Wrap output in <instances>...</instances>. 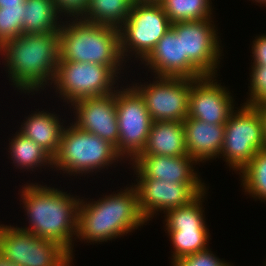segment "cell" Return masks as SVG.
Returning <instances> with one entry per match:
<instances>
[{
    "instance_id": "cell-13",
    "label": "cell",
    "mask_w": 266,
    "mask_h": 266,
    "mask_svg": "<svg viewBox=\"0 0 266 266\" xmlns=\"http://www.w3.org/2000/svg\"><path fill=\"white\" fill-rule=\"evenodd\" d=\"M143 61L157 77L198 79L205 76L187 56H183L182 22L172 24Z\"/></svg>"
},
{
    "instance_id": "cell-11",
    "label": "cell",
    "mask_w": 266,
    "mask_h": 266,
    "mask_svg": "<svg viewBox=\"0 0 266 266\" xmlns=\"http://www.w3.org/2000/svg\"><path fill=\"white\" fill-rule=\"evenodd\" d=\"M152 84L133 86L144 99L153 122L179 121L188 116L192 78L155 77Z\"/></svg>"
},
{
    "instance_id": "cell-24",
    "label": "cell",
    "mask_w": 266,
    "mask_h": 266,
    "mask_svg": "<svg viewBox=\"0 0 266 266\" xmlns=\"http://www.w3.org/2000/svg\"><path fill=\"white\" fill-rule=\"evenodd\" d=\"M211 0H161L163 10L172 24L211 18Z\"/></svg>"
},
{
    "instance_id": "cell-20",
    "label": "cell",
    "mask_w": 266,
    "mask_h": 266,
    "mask_svg": "<svg viewBox=\"0 0 266 266\" xmlns=\"http://www.w3.org/2000/svg\"><path fill=\"white\" fill-rule=\"evenodd\" d=\"M24 122L19 133L32 139L53 157L57 153L64 128L63 124L60 125L59 118L43 110L37 113L35 111Z\"/></svg>"
},
{
    "instance_id": "cell-28",
    "label": "cell",
    "mask_w": 266,
    "mask_h": 266,
    "mask_svg": "<svg viewBox=\"0 0 266 266\" xmlns=\"http://www.w3.org/2000/svg\"><path fill=\"white\" fill-rule=\"evenodd\" d=\"M24 4L0 7V46L23 34Z\"/></svg>"
},
{
    "instance_id": "cell-22",
    "label": "cell",
    "mask_w": 266,
    "mask_h": 266,
    "mask_svg": "<svg viewBox=\"0 0 266 266\" xmlns=\"http://www.w3.org/2000/svg\"><path fill=\"white\" fill-rule=\"evenodd\" d=\"M133 0H89L82 20L121 28L128 18Z\"/></svg>"
},
{
    "instance_id": "cell-1",
    "label": "cell",
    "mask_w": 266,
    "mask_h": 266,
    "mask_svg": "<svg viewBox=\"0 0 266 266\" xmlns=\"http://www.w3.org/2000/svg\"><path fill=\"white\" fill-rule=\"evenodd\" d=\"M0 53L5 56L8 76L18 90L39 91L48 80L51 85L54 81L59 61V31L21 34L4 42Z\"/></svg>"
},
{
    "instance_id": "cell-35",
    "label": "cell",
    "mask_w": 266,
    "mask_h": 266,
    "mask_svg": "<svg viewBox=\"0 0 266 266\" xmlns=\"http://www.w3.org/2000/svg\"><path fill=\"white\" fill-rule=\"evenodd\" d=\"M0 266H17L0 253Z\"/></svg>"
},
{
    "instance_id": "cell-7",
    "label": "cell",
    "mask_w": 266,
    "mask_h": 266,
    "mask_svg": "<svg viewBox=\"0 0 266 266\" xmlns=\"http://www.w3.org/2000/svg\"><path fill=\"white\" fill-rule=\"evenodd\" d=\"M0 253L17 266H71L70 253L53 240L0 225Z\"/></svg>"
},
{
    "instance_id": "cell-18",
    "label": "cell",
    "mask_w": 266,
    "mask_h": 266,
    "mask_svg": "<svg viewBox=\"0 0 266 266\" xmlns=\"http://www.w3.org/2000/svg\"><path fill=\"white\" fill-rule=\"evenodd\" d=\"M183 125L186 149L192 159L203 162L220 156L225 124H212L187 117Z\"/></svg>"
},
{
    "instance_id": "cell-25",
    "label": "cell",
    "mask_w": 266,
    "mask_h": 266,
    "mask_svg": "<svg viewBox=\"0 0 266 266\" xmlns=\"http://www.w3.org/2000/svg\"><path fill=\"white\" fill-rule=\"evenodd\" d=\"M174 246L172 261L207 249L208 228L166 229Z\"/></svg>"
},
{
    "instance_id": "cell-23",
    "label": "cell",
    "mask_w": 266,
    "mask_h": 266,
    "mask_svg": "<svg viewBox=\"0 0 266 266\" xmlns=\"http://www.w3.org/2000/svg\"><path fill=\"white\" fill-rule=\"evenodd\" d=\"M15 136L9 144L13 163L17 164L15 166L33 170L38 165L45 166V163L53 167V157L45 149L19 132Z\"/></svg>"
},
{
    "instance_id": "cell-3",
    "label": "cell",
    "mask_w": 266,
    "mask_h": 266,
    "mask_svg": "<svg viewBox=\"0 0 266 266\" xmlns=\"http://www.w3.org/2000/svg\"><path fill=\"white\" fill-rule=\"evenodd\" d=\"M145 222L136 188L132 186L88 204L80 200L76 236L84 241L106 242L137 229Z\"/></svg>"
},
{
    "instance_id": "cell-19",
    "label": "cell",
    "mask_w": 266,
    "mask_h": 266,
    "mask_svg": "<svg viewBox=\"0 0 266 266\" xmlns=\"http://www.w3.org/2000/svg\"><path fill=\"white\" fill-rule=\"evenodd\" d=\"M140 155H188L183 122H153L145 148Z\"/></svg>"
},
{
    "instance_id": "cell-34",
    "label": "cell",
    "mask_w": 266,
    "mask_h": 266,
    "mask_svg": "<svg viewBox=\"0 0 266 266\" xmlns=\"http://www.w3.org/2000/svg\"><path fill=\"white\" fill-rule=\"evenodd\" d=\"M24 2L25 0H0V7L23 5Z\"/></svg>"
},
{
    "instance_id": "cell-33",
    "label": "cell",
    "mask_w": 266,
    "mask_h": 266,
    "mask_svg": "<svg viewBox=\"0 0 266 266\" xmlns=\"http://www.w3.org/2000/svg\"><path fill=\"white\" fill-rule=\"evenodd\" d=\"M255 107L260 112L262 122H263L264 132H265L266 131V102L258 104Z\"/></svg>"
},
{
    "instance_id": "cell-2",
    "label": "cell",
    "mask_w": 266,
    "mask_h": 266,
    "mask_svg": "<svg viewBox=\"0 0 266 266\" xmlns=\"http://www.w3.org/2000/svg\"><path fill=\"white\" fill-rule=\"evenodd\" d=\"M21 192L23 207L32 225L20 229L59 243L72 258V237L77 235L80 199L38 184L26 185Z\"/></svg>"
},
{
    "instance_id": "cell-4",
    "label": "cell",
    "mask_w": 266,
    "mask_h": 266,
    "mask_svg": "<svg viewBox=\"0 0 266 266\" xmlns=\"http://www.w3.org/2000/svg\"><path fill=\"white\" fill-rule=\"evenodd\" d=\"M72 21L61 24L59 61L107 65L118 75L125 61L120 52L119 29L82 19Z\"/></svg>"
},
{
    "instance_id": "cell-36",
    "label": "cell",
    "mask_w": 266,
    "mask_h": 266,
    "mask_svg": "<svg viewBox=\"0 0 266 266\" xmlns=\"http://www.w3.org/2000/svg\"><path fill=\"white\" fill-rule=\"evenodd\" d=\"M161 0H133L134 3L155 2L159 3Z\"/></svg>"
},
{
    "instance_id": "cell-21",
    "label": "cell",
    "mask_w": 266,
    "mask_h": 266,
    "mask_svg": "<svg viewBox=\"0 0 266 266\" xmlns=\"http://www.w3.org/2000/svg\"><path fill=\"white\" fill-rule=\"evenodd\" d=\"M23 14V34L60 31L54 0H25Z\"/></svg>"
},
{
    "instance_id": "cell-38",
    "label": "cell",
    "mask_w": 266,
    "mask_h": 266,
    "mask_svg": "<svg viewBox=\"0 0 266 266\" xmlns=\"http://www.w3.org/2000/svg\"><path fill=\"white\" fill-rule=\"evenodd\" d=\"M264 149L266 150V131H265V147Z\"/></svg>"
},
{
    "instance_id": "cell-10",
    "label": "cell",
    "mask_w": 266,
    "mask_h": 266,
    "mask_svg": "<svg viewBox=\"0 0 266 266\" xmlns=\"http://www.w3.org/2000/svg\"><path fill=\"white\" fill-rule=\"evenodd\" d=\"M115 92L118 155L121 159L127 156L134 161L145 148L153 121L144 99L133 86Z\"/></svg>"
},
{
    "instance_id": "cell-29",
    "label": "cell",
    "mask_w": 266,
    "mask_h": 266,
    "mask_svg": "<svg viewBox=\"0 0 266 266\" xmlns=\"http://www.w3.org/2000/svg\"><path fill=\"white\" fill-rule=\"evenodd\" d=\"M250 99L245 104L256 106L266 102V66H252Z\"/></svg>"
},
{
    "instance_id": "cell-8",
    "label": "cell",
    "mask_w": 266,
    "mask_h": 266,
    "mask_svg": "<svg viewBox=\"0 0 266 266\" xmlns=\"http://www.w3.org/2000/svg\"><path fill=\"white\" fill-rule=\"evenodd\" d=\"M171 26L160 3H133L128 18L119 28L122 58L129 56V50L136 52L135 56H140L142 62Z\"/></svg>"
},
{
    "instance_id": "cell-17",
    "label": "cell",
    "mask_w": 266,
    "mask_h": 266,
    "mask_svg": "<svg viewBox=\"0 0 266 266\" xmlns=\"http://www.w3.org/2000/svg\"><path fill=\"white\" fill-rule=\"evenodd\" d=\"M189 155H139L132 163L138 178H154L167 182L202 183L197 177ZM135 163V164H134Z\"/></svg>"
},
{
    "instance_id": "cell-30",
    "label": "cell",
    "mask_w": 266,
    "mask_h": 266,
    "mask_svg": "<svg viewBox=\"0 0 266 266\" xmlns=\"http://www.w3.org/2000/svg\"><path fill=\"white\" fill-rule=\"evenodd\" d=\"M173 266H232L217 258L209 249L198 251L172 262Z\"/></svg>"
},
{
    "instance_id": "cell-12",
    "label": "cell",
    "mask_w": 266,
    "mask_h": 266,
    "mask_svg": "<svg viewBox=\"0 0 266 266\" xmlns=\"http://www.w3.org/2000/svg\"><path fill=\"white\" fill-rule=\"evenodd\" d=\"M138 179L139 182L134 187L138 195L139 209L147 221L157 211L166 213L187 205L206 190L204 183H177L154 178Z\"/></svg>"
},
{
    "instance_id": "cell-5",
    "label": "cell",
    "mask_w": 266,
    "mask_h": 266,
    "mask_svg": "<svg viewBox=\"0 0 266 266\" xmlns=\"http://www.w3.org/2000/svg\"><path fill=\"white\" fill-rule=\"evenodd\" d=\"M68 127L63 128L57 153L53 156L52 165L55 169L67 171L69 175L85 174L96 169L102 170L118 161V158L121 159L115 147L108 141L80 130L73 123Z\"/></svg>"
},
{
    "instance_id": "cell-26",
    "label": "cell",
    "mask_w": 266,
    "mask_h": 266,
    "mask_svg": "<svg viewBox=\"0 0 266 266\" xmlns=\"http://www.w3.org/2000/svg\"><path fill=\"white\" fill-rule=\"evenodd\" d=\"M206 191L201 192L185 206H179L166 212V229L207 228L202 209L201 199Z\"/></svg>"
},
{
    "instance_id": "cell-9",
    "label": "cell",
    "mask_w": 266,
    "mask_h": 266,
    "mask_svg": "<svg viewBox=\"0 0 266 266\" xmlns=\"http://www.w3.org/2000/svg\"><path fill=\"white\" fill-rule=\"evenodd\" d=\"M117 74L107 65L58 61L53 83L56 91L70 103L115 92ZM114 89V90H112Z\"/></svg>"
},
{
    "instance_id": "cell-6",
    "label": "cell",
    "mask_w": 266,
    "mask_h": 266,
    "mask_svg": "<svg viewBox=\"0 0 266 266\" xmlns=\"http://www.w3.org/2000/svg\"><path fill=\"white\" fill-rule=\"evenodd\" d=\"M264 147L265 132L257 108L244 104L238 111L233 110L225 123L224 142L220 153L229 167L241 172Z\"/></svg>"
},
{
    "instance_id": "cell-14",
    "label": "cell",
    "mask_w": 266,
    "mask_h": 266,
    "mask_svg": "<svg viewBox=\"0 0 266 266\" xmlns=\"http://www.w3.org/2000/svg\"><path fill=\"white\" fill-rule=\"evenodd\" d=\"M216 76L194 79L189 93L188 116L212 124H225L234 109L231 93L222 87Z\"/></svg>"
},
{
    "instance_id": "cell-32",
    "label": "cell",
    "mask_w": 266,
    "mask_h": 266,
    "mask_svg": "<svg viewBox=\"0 0 266 266\" xmlns=\"http://www.w3.org/2000/svg\"><path fill=\"white\" fill-rule=\"evenodd\" d=\"M253 66H266V35L259 36L252 46Z\"/></svg>"
},
{
    "instance_id": "cell-27",
    "label": "cell",
    "mask_w": 266,
    "mask_h": 266,
    "mask_svg": "<svg viewBox=\"0 0 266 266\" xmlns=\"http://www.w3.org/2000/svg\"><path fill=\"white\" fill-rule=\"evenodd\" d=\"M245 192L252 197L266 200V150H259L241 171Z\"/></svg>"
},
{
    "instance_id": "cell-15",
    "label": "cell",
    "mask_w": 266,
    "mask_h": 266,
    "mask_svg": "<svg viewBox=\"0 0 266 266\" xmlns=\"http://www.w3.org/2000/svg\"><path fill=\"white\" fill-rule=\"evenodd\" d=\"M211 22V19L182 22L183 56H187L205 76L216 75L221 56L219 36Z\"/></svg>"
},
{
    "instance_id": "cell-31",
    "label": "cell",
    "mask_w": 266,
    "mask_h": 266,
    "mask_svg": "<svg viewBox=\"0 0 266 266\" xmlns=\"http://www.w3.org/2000/svg\"><path fill=\"white\" fill-rule=\"evenodd\" d=\"M88 2L89 0H54V6L58 14L60 13L59 15L64 13V15L66 14L76 19H82L88 7Z\"/></svg>"
},
{
    "instance_id": "cell-16",
    "label": "cell",
    "mask_w": 266,
    "mask_h": 266,
    "mask_svg": "<svg viewBox=\"0 0 266 266\" xmlns=\"http://www.w3.org/2000/svg\"><path fill=\"white\" fill-rule=\"evenodd\" d=\"M71 105L74 106L77 116L74 125L108 141L118 154L119 129L115 92L105 96L83 98Z\"/></svg>"
},
{
    "instance_id": "cell-37",
    "label": "cell",
    "mask_w": 266,
    "mask_h": 266,
    "mask_svg": "<svg viewBox=\"0 0 266 266\" xmlns=\"http://www.w3.org/2000/svg\"><path fill=\"white\" fill-rule=\"evenodd\" d=\"M258 3L265 4L266 5V0H255Z\"/></svg>"
}]
</instances>
